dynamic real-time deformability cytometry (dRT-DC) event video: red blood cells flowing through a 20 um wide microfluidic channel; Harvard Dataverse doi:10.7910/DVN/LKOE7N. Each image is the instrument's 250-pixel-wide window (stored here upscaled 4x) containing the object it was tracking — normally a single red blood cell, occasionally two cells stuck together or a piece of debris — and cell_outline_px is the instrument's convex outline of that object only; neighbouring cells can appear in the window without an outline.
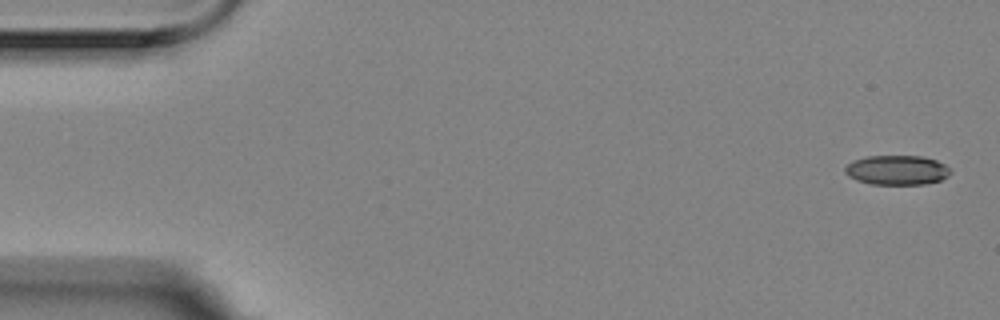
{"species": "Egyptian fruit bat (a non-hibernating species)", "species_latin": "Rousettus aegyptiacus", "temperature_condition": "room temperature", "stored_images_in_passage": 6, "segment_of_instrument_passage": [1, 2], "camera_frame_rate_fps": 3000, "um_per_image_px": 0.085, "animal": {"sex": "female"}, "frame": {"image": 1, "passage_image": 1, "time_ms": 0.0, "image_size_px": [1000, 320], "cell_outline_px": [[952, 172], [948, 176], [940, 180], [924, 184], [872, 184], [856, 180], [848, 176], [844, 172], [844, 168], [852, 160], [868, 156], [924, 156], [936, 160], [944, 164]], "centroid_in_image_um": [76.22, 14.45], "position_along_channel_um": 8.8, "area_um2": 18.21}}